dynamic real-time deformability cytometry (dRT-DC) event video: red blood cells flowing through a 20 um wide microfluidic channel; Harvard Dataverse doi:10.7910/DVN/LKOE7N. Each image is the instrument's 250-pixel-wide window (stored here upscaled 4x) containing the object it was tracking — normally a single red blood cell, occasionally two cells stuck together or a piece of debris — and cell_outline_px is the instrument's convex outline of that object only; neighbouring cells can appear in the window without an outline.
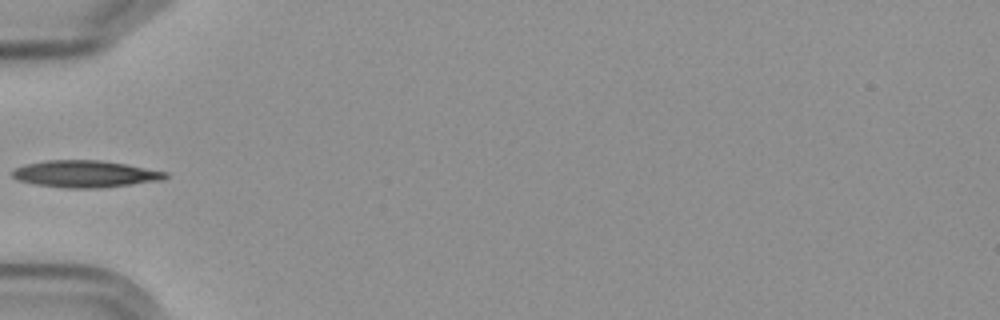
{"species": "Egyptian fruit bat (a non-hibernating species)", "species_latin": "Rousettus aegyptiacus", "temperature_condition": "cold", "stored_images_in_passage": 2, "camera_frame_rate_fps": 3000, "um_per_image_px": 0.085, "frame": {"image": 1, "passage_image": 2, "time_ms": 1.333, "image_size_px": [1000, 320], "cell_outline_px": [[168, 176], [164, 180], [96, 188], [64, 188], [36, 184], [16, 180], [12, 176], [12, 168], [24, 164], [44, 160], [100, 160], [124, 164], [168, 172]], "centroid_in_image_um": [7.18, 14.78], "position_along_channel_um": 77.8, "area_um2": 24.04}}